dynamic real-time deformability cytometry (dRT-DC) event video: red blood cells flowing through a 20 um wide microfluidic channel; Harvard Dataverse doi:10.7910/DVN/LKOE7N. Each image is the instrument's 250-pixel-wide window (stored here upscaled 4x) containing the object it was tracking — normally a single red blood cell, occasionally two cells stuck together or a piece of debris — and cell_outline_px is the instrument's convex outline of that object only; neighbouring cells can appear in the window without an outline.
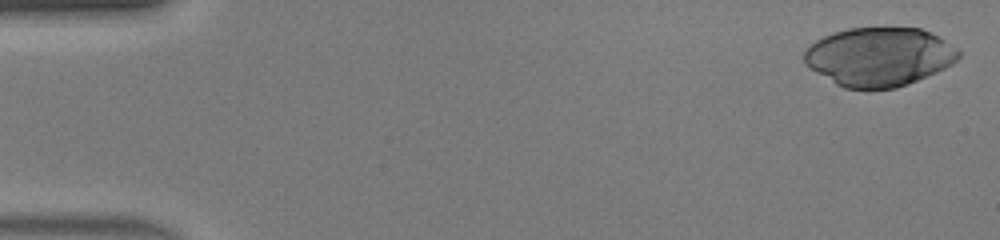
{"species": "human", "species_latin": "Homo sapiens", "temperature_condition": "warm", "stored_images_in_passage": 37, "camera_frame_rate_fps": 3000, "um_per_image_px": 0.085, "donor": {"sex": "male"}, "frame": {"image": 1, "passage_image": 1, "time_ms": 0.0, "image_size_px": [1000, 240], "cell_outline_px": [[960, 56], [952, 64], [936, 72], [896, 88], [844, 88], [836, 84], [808, 68], [804, 64], [804, 52], [816, 40], [832, 32], [848, 28], [920, 28], [960, 48]], "centroid_in_image_um": [74.71, 4.82], "position_along_channel_um": 10.3, "area_um2": 52.6}}
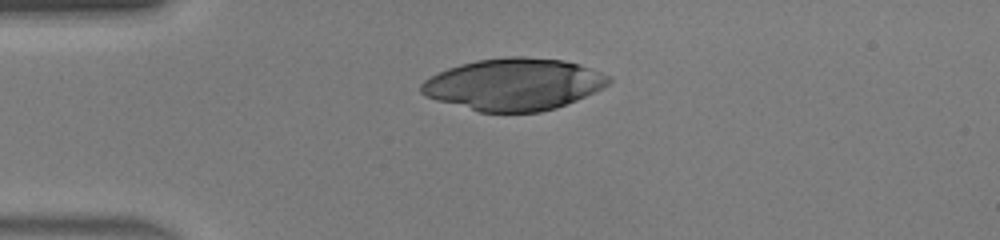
{"frame": {"image": 2, "passage_image": 11, "time_ms": 3.333, "image_size_px": [1000, 240], "cell_outline_px": [[612, 80], [604, 88], [576, 100], [556, 108], [540, 112], [480, 112], [436, 100], [424, 96], [420, 92], [420, 84], [424, 80], [448, 68], [460, 64], [476, 60], [504, 56], [524, 56], [560, 60], [580, 64], [612, 76]], "centroid_in_image_um": [43.68, 7.16], "position_along_channel_um": 41.3, "area_um2": 56.93}}